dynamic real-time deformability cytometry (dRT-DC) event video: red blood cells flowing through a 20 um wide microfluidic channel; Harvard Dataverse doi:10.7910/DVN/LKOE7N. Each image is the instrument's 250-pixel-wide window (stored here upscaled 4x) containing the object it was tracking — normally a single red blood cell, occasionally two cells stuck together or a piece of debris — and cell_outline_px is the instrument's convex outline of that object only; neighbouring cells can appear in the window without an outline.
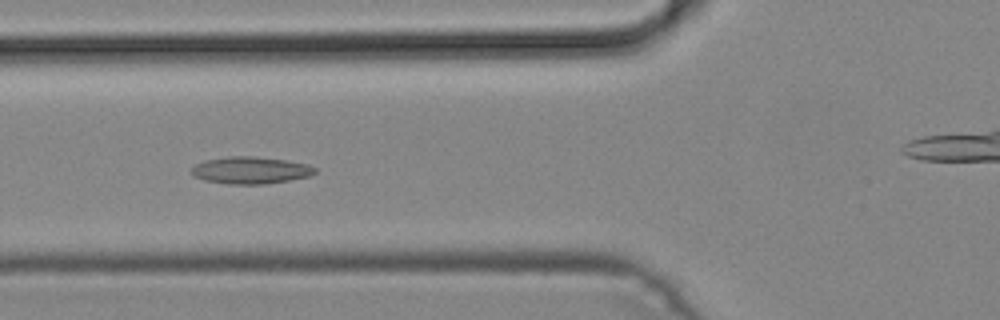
{"species": "common noctule bat (a hibernating species)", "species_latin": "Nyctalus noctula", "temperature_condition": "cold", "stored_images_in_passage": 35, "camera_frame_rate_fps": 3000, "um_per_image_px": 0.085, "animal": {"sex": "male", "body_mass_g": 19.2, "forearm_length_mm": 51.8}, "frame": {"image": 1, "passage_image": 3, "time_ms": 0.667, "image_size_px": [1000, 320], "cell_outline_px": [[316, 172], [308, 176], [288, 180], [264, 184], [228, 184], [204, 180], [192, 176], [192, 168], [196, 164], [204, 160], [228, 156], [252, 156], [284, 160], [308, 164], [316, 168]], "centroid_in_image_um": [21.26, 14.47], "position_along_channel_um": 104.5, "area_um2": 19.36}}
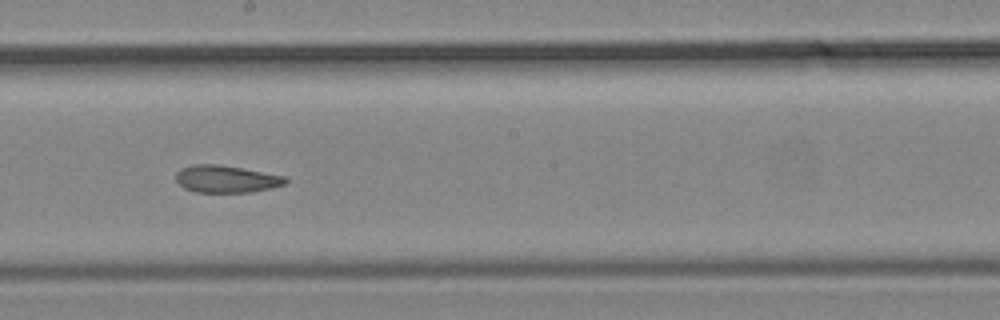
{"frame": {"image": 2, "passage_image": 12, "time_ms": 3.667, "image_size_px": [1000, 320], "cell_outline_px": [[288, 180], [284, 184], [272, 188], [252, 192], [196, 192], [184, 188], [176, 180], [176, 172], [180, 168], [192, 164], [216, 164], [240, 168], [284, 176]], "centroid_in_image_um": [19.19, 15.22], "position_along_channel_um": 229.0, "area_um2": 17.28}}
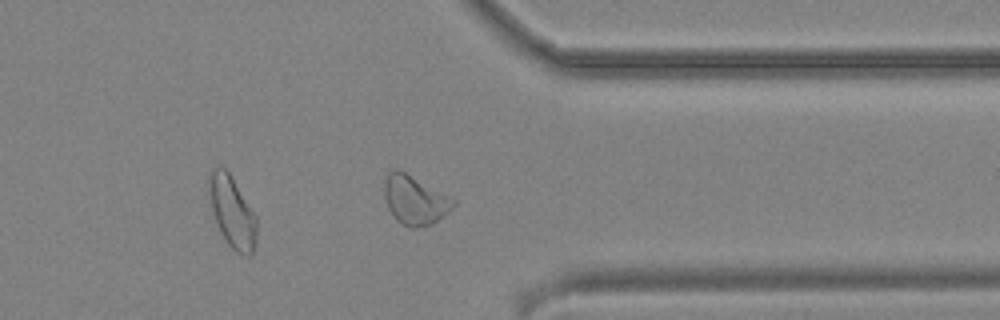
{"frame": {"image": 3, "passage_image": 23, "time_ms": 7.333, "image_size_px": [1000, 320], "cell_outline_px": [[456, 204], [444, 216], [432, 224], [416, 228], [412, 228], [396, 220], [388, 208], [384, 196], [384, 180], [388, 172], [396, 168], [400, 168], [456, 200]], "centroid_in_image_um": [35.25, 16.98], "position_along_channel_um": 376.2, "area_um2": 19.88}}